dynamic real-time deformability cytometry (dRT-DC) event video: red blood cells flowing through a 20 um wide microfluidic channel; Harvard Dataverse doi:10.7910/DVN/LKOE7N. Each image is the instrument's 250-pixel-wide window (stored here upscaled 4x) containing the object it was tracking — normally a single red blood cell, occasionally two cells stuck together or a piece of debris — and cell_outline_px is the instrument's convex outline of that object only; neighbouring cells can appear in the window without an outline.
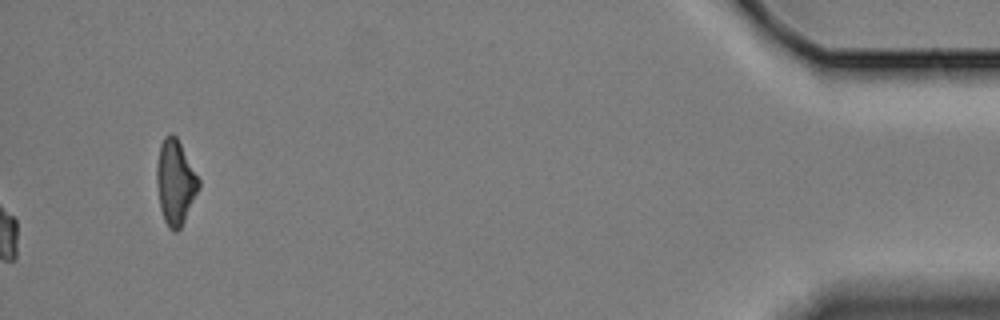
{"species": "Egyptian fruit bat (a non-hibernating species)", "species_latin": "Rousettus aegyptiacus", "temperature_condition": "cold", "stored_images_in_passage": 44, "camera_frame_rate_fps": 3000, "um_per_image_px": 0.085, "animal": {"sex": "female"}, "frame": {"image": 1, "passage_image": 44, "time_ms": 14.333, "image_size_px": [1000, 320], "cell_outline_px": [[200, 188], [180, 228], [176, 232], [172, 232], [168, 228], [164, 220], [160, 208], [156, 184], [156, 164], [160, 144], [164, 136], [172, 132], [176, 136], [200, 180]], "centroid_in_image_um": [14.88, 15.49], "position_along_channel_um": 420.3, "area_um2": 20.87}}